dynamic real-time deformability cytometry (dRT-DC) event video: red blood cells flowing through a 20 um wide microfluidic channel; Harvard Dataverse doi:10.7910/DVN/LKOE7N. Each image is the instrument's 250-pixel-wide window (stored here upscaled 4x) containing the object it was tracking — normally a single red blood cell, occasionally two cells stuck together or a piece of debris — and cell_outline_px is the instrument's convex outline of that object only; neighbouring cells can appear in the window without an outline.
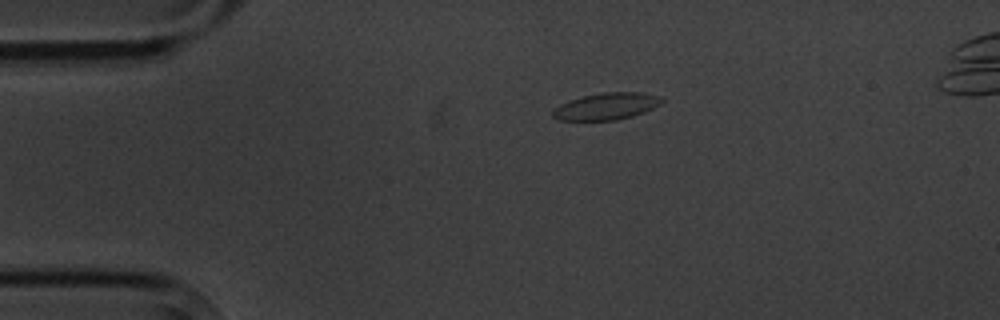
{"species": "common noctule bat (a hibernating species)", "species_latin": "Nyctalus noctula", "temperature_condition": "cold", "stored_images_in_passage": 3, "camera_frame_rate_fps": 3000, "um_per_image_px": 0.085, "animal": {"sex": "male", "body_mass_g": 20.1, "forearm_length_mm": 53.5}, "frame": {"image": 1, "passage_image": 1, "time_ms": 0.0, "image_size_px": [1000, 320], "cell_outline_px": [[664, 100], [660, 104], [644, 112], [632, 116], [616, 120], [556, 120], [552, 116], [552, 108], [560, 104], [584, 96], [604, 92], [640, 92], [656, 96]], "centroid_in_image_um": [51.5, 9.04], "position_along_channel_um": 33.5, "area_um2": 16.88}}